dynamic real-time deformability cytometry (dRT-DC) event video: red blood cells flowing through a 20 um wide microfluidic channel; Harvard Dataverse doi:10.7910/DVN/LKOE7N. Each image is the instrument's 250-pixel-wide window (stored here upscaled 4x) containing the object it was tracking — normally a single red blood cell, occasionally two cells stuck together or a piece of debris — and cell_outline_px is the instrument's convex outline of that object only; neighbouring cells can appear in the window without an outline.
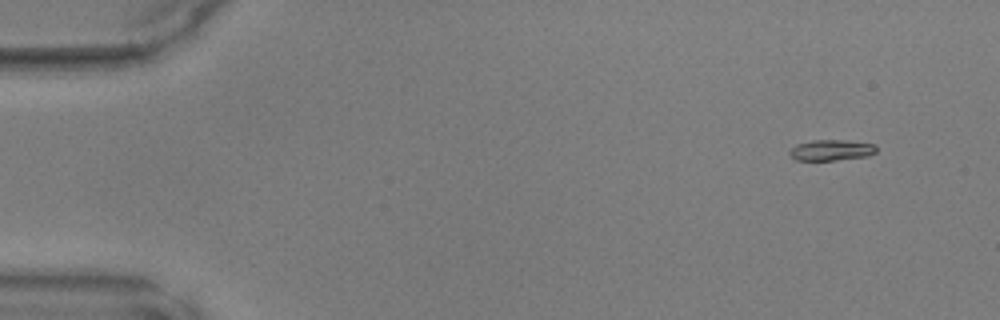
{"species": "common noctule bat (a hibernating species)", "species_latin": "Nyctalus noctula", "temperature_condition": "warm", "stored_images_in_passage": 9, "camera_frame_rate_fps": 3000, "um_per_image_px": 0.085, "animal": {"sex": "male", "body_mass_g": 17.9, "forearm_length_mm": 54.2}, "frame": {"image": 1, "passage_image": 1, "time_ms": 0.0, "image_size_px": [1000, 320], "cell_outline_px": [[876, 152], [868, 156], [836, 160], [796, 160], [788, 152], [796, 144], [812, 140], [844, 140], [876, 144]], "centroid_in_image_um": [70.67, 12.75], "position_along_channel_um": 14.3, "area_um2": 10.52}}